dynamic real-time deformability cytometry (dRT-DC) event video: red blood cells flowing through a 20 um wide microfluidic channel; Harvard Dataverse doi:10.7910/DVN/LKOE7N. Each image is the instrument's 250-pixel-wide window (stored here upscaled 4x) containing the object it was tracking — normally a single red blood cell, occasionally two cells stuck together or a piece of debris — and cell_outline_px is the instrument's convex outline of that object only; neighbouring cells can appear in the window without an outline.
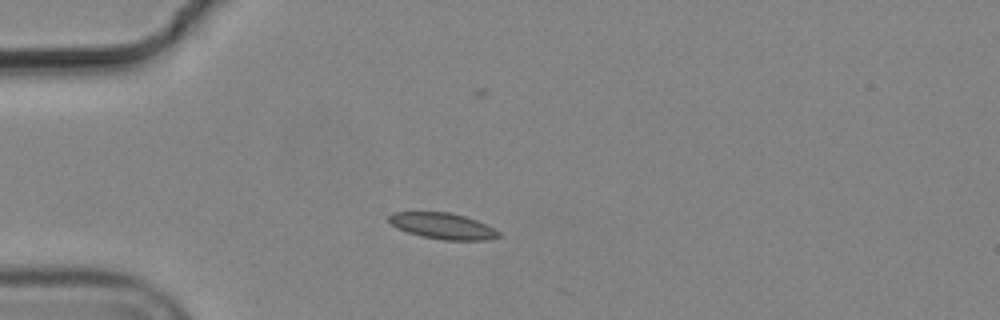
{"species": "common noctule bat (a hibernating species)", "species_latin": "Nyctalus noctula", "temperature_condition": "cold", "stored_images_in_passage": 7, "camera_frame_rate_fps": 3000, "um_per_image_px": 0.085, "animal": {"sex": "male", "body_mass_g": 19.2, "forearm_length_mm": 51.8}, "frame": {"image": 1, "passage_image": 2, "time_ms": 0.333, "image_size_px": [1000, 320], "cell_outline_px": [[500, 236], [488, 240], [444, 240], [420, 236], [396, 228], [388, 220], [388, 216], [392, 212], [448, 212], [464, 216], [476, 220], [500, 232]], "centroid_in_image_um": [37.6, 19.21], "position_along_channel_um": 47.4, "area_um2": 16.59}}
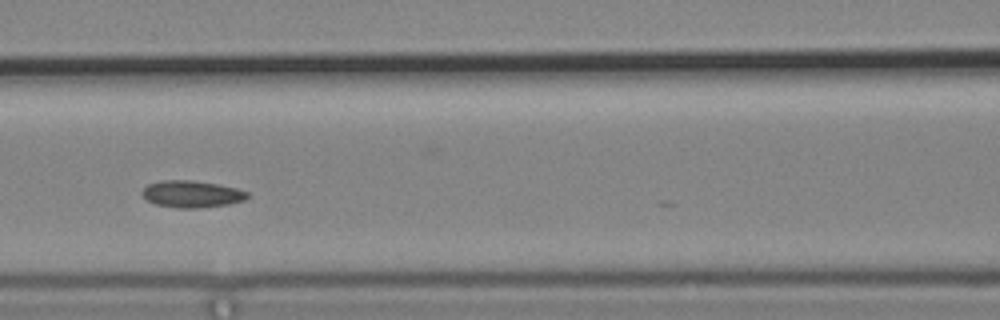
{"frame": {"image": 2, "passage_image": 5, "time_ms": 1.333, "image_size_px": [1000, 320], "cell_outline_px": [[248, 196], [244, 200], [228, 204], [196, 208], [176, 208], [156, 204], [148, 200], [140, 192], [148, 184], [160, 180], [192, 180], [216, 184], [236, 188], [248, 192]], "centroid_in_image_um": [16.27, 16.49], "position_along_channel_um": 150.3, "area_um2": 16.36}}
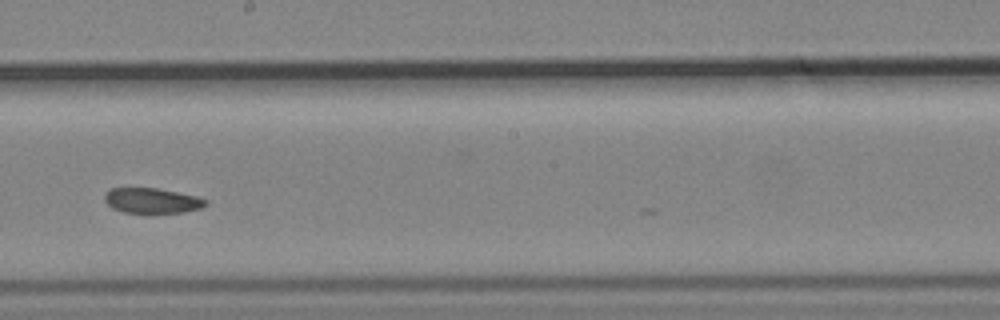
{"frame": {"image": 3, "passage_image": 7, "time_ms": 2.0, "image_size_px": [1000, 320], "cell_outline_px": [[208, 204], [200, 208], [184, 212], [152, 216], [124, 212], [112, 208], [104, 200], [104, 192], [112, 188], [156, 188], [196, 196], [208, 200]], "centroid_in_image_um": [12.91, 17.1], "position_along_channel_um": 235.3, "area_um2": 15.55}}